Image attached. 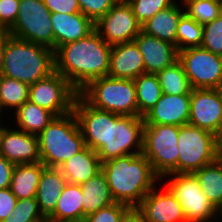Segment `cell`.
Wrapping results in <instances>:
<instances>
[{
	"label": "cell",
	"mask_w": 222,
	"mask_h": 222,
	"mask_svg": "<svg viewBox=\"0 0 222 222\" xmlns=\"http://www.w3.org/2000/svg\"><path fill=\"white\" fill-rule=\"evenodd\" d=\"M118 0H78L81 13L94 24L104 16Z\"/></svg>",
	"instance_id": "cell-38"
},
{
	"label": "cell",
	"mask_w": 222,
	"mask_h": 222,
	"mask_svg": "<svg viewBox=\"0 0 222 222\" xmlns=\"http://www.w3.org/2000/svg\"><path fill=\"white\" fill-rule=\"evenodd\" d=\"M53 50L69 42L87 37L95 30L94 23L81 12L52 13Z\"/></svg>",
	"instance_id": "cell-21"
},
{
	"label": "cell",
	"mask_w": 222,
	"mask_h": 222,
	"mask_svg": "<svg viewBox=\"0 0 222 222\" xmlns=\"http://www.w3.org/2000/svg\"><path fill=\"white\" fill-rule=\"evenodd\" d=\"M79 185L83 194V219L100 208L115 203L102 171Z\"/></svg>",
	"instance_id": "cell-26"
},
{
	"label": "cell",
	"mask_w": 222,
	"mask_h": 222,
	"mask_svg": "<svg viewBox=\"0 0 222 222\" xmlns=\"http://www.w3.org/2000/svg\"><path fill=\"white\" fill-rule=\"evenodd\" d=\"M119 222H146L142 211L137 206H129L123 213Z\"/></svg>",
	"instance_id": "cell-44"
},
{
	"label": "cell",
	"mask_w": 222,
	"mask_h": 222,
	"mask_svg": "<svg viewBox=\"0 0 222 222\" xmlns=\"http://www.w3.org/2000/svg\"><path fill=\"white\" fill-rule=\"evenodd\" d=\"M178 134L179 126L144 125L142 153L160 179L178 174Z\"/></svg>",
	"instance_id": "cell-6"
},
{
	"label": "cell",
	"mask_w": 222,
	"mask_h": 222,
	"mask_svg": "<svg viewBox=\"0 0 222 222\" xmlns=\"http://www.w3.org/2000/svg\"><path fill=\"white\" fill-rule=\"evenodd\" d=\"M51 14L43 0H20L16 21L8 31L15 38L53 49Z\"/></svg>",
	"instance_id": "cell-10"
},
{
	"label": "cell",
	"mask_w": 222,
	"mask_h": 222,
	"mask_svg": "<svg viewBox=\"0 0 222 222\" xmlns=\"http://www.w3.org/2000/svg\"><path fill=\"white\" fill-rule=\"evenodd\" d=\"M17 197L10 188L0 189V222L15 209Z\"/></svg>",
	"instance_id": "cell-42"
},
{
	"label": "cell",
	"mask_w": 222,
	"mask_h": 222,
	"mask_svg": "<svg viewBox=\"0 0 222 222\" xmlns=\"http://www.w3.org/2000/svg\"><path fill=\"white\" fill-rule=\"evenodd\" d=\"M68 181L58 168L46 167L37 187L36 201L47 218L56 208L57 201Z\"/></svg>",
	"instance_id": "cell-23"
},
{
	"label": "cell",
	"mask_w": 222,
	"mask_h": 222,
	"mask_svg": "<svg viewBox=\"0 0 222 222\" xmlns=\"http://www.w3.org/2000/svg\"><path fill=\"white\" fill-rule=\"evenodd\" d=\"M145 64V73L157 74L178 60V50L170 42L148 35L142 30L134 39Z\"/></svg>",
	"instance_id": "cell-19"
},
{
	"label": "cell",
	"mask_w": 222,
	"mask_h": 222,
	"mask_svg": "<svg viewBox=\"0 0 222 222\" xmlns=\"http://www.w3.org/2000/svg\"><path fill=\"white\" fill-rule=\"evenodd\" d=\"M201 47L222 56V14L212 22L203 25Z\"/></svg>",
	"instance_id": "cell-37"
},
{
	"label": "cell",
	"mask_w": 222,
	"mask_h": 222,
	"mask_svg": "<svg viewBox=\"0 0 222 222\" xmlns=\"http://www.w3.org/2000/svg\"><path fill=\"white\" fill-rule=\"evenodd\" d=\"M163 184L162 182L161 187L157 184L151 189L137 206L142 211L145 221L187 222L181 204Z\"/></svg>",
	"instance_id": "cell-16"
},
{
	"label": "cell",
	"mask_w": 222,
	"mask_h": 222,
	"mask_svg": "<svg viewBox=\"0 0 222 222\" xmlns=\"http://www.w3.org/2000/svg\"><path fill=\"white\" fill-rule=\"evenodd\" d=\"M28 95V84L0 75V105L3 111L11 109L15 112L28 100Z\"/></svg>",
	"instance_id": "cell-32"
},
{
	"label": "cell",
	"mask_w": 222,
	"mask_h": 222,
	"mask_svg": "<svg viewBox=\"0 0 222 222\" xmlns=\"http://www.w3.org/2000/svg\"><path fill=\"white\" fill-rule=\"evenodd\" d=\"M10 36L11 35H10V33L7 29H2L0 31V72H1V69H2L4 47H5V44H6V42L9 39Z\"/></svg>",
	"instance_id": "cell-45"
},
{
	"label": "cell",
	"mask_w": 222,
	"mask_h": 222,
	"mask_svg": "<svg viewBox=\"0 0 222 222\" xmlns=\"http://www.w3.org/2000/svg\"><path fill=\"white\" fill-rule=\"evenodd\" d=\"M160 180L181 204L187 222H217V209L192 173L168 174Z\"/></svg>",
	"instance_id": "cell-8"
},
{
	"label": "cell",
	"mask_w": 222,
	"mask_h": 222,
	"mask_svg": "<svg viewBox=\"0 0 222 222\" xmlns=\"http://www.w3.org/2000/svg\"><path fill=\"white\" fill-rule=\"evenodd\" d=\"M83 194L78 184L67 183L55 210L47 217L48 222H82Z\"/></svg>",
	"instance_id": "cell-25"
},
{
	"label": "cell",
	"mask_w": 222,
	"mask_h": 222,
	"mask_svg": "<svg viewBox=\"0 0 222 222\" xmlns=\"http://www.w3.org/2000/svg\"><path fill=\"white\" fill-rule=\"evenodd\" d=\"M45 168L42 162L15 164L9 188L17 199L36 197L39 180Z\"/></svg>",
	"instance_id": "cell-27"
},
{
	"label": "cell",
	"mask_w": 222,
	"mask_h": 222,
	"mask_svg": "<svg viewBox=\"0 0 222 222\" xmlns=\"http://www.w3.org/2000/svg\"><path fill=\"white\" fill-rule=\"evenodd\" d=\"M137 94L138 116H144L162 96V88L156 74H142L134 79Z\"/></svg>",
	"instance_id": "cell-30"
},
{
	"label": "cell",
	"mask_w": 222,
	"mask_h": 222,
	"mask_svg": "<svg viewBox=\"0 0 222 222\" xmlns=\"http://www.w3.org/2000/svg\"><path fill=\"white\" fill-rule=\"evenodd\" d=\"M142 74L145 64L134 41L112 45L108 76L134 80Z\"/></svg>",
	"instance_id": "cell-20"
},
{
	"label": "cell",
	"mask_w": 222,
	"mask_h": 222,
	"mask_svg": "<svg viewBox=\"0 0 222 222\" xmlns=\"http://www.w3.org/2000/svg\"><path fill=\"white\" fill-rule=\"evenodd\" d=\"M94 26L95 31L111 46L134 41L142 27L126 0H118Z\"/></svg>",
	"instance_id": "cell-13"
},
{
	"label": "cell",
	"mask_w": 222,
	"mask_h": 222,
	"mask_svg": "<svg viewBox=\"0 0 222 222\" xmlns=\"http://www.w3.org/2000/svg\"><path fill=\"white\" fill-rule=\"evenodd\" d=\"M102 162L97 152L85 146L63 162L58 169L70 184H82L101 171Z\"/></svg>",
	"instance_id": "cell-22"
},
{
	"label": "cell",
	"mask_w": 222,
	"mask_h": 222,
	"mask_svg": "<svg viewBox=\"0 0 222 222\" xmlns=\"http://www.w3.org/2000/svg\"><path fill=\"white\" fill-rule=\"evenodd\" d=\"M216 135L189 124L179 126L178 173H194L215 162Z\"/></svg>",
	"instance_id": "cell-9"
},
{
	"label": "cell",
	"mask_w": 222,
	"mask_h": 222,
	"mask_svg": "<svg viewBox=\"0 0 222 222\" xmlns=\"http://www.w3.org/2000/svg\"><path fill=\"white\" fill-rule=\"evenodd\" d=\"M15 164L0 155V189L9 188Z\"/></svg>",
	"instance_id": "cell-43"
},
{
	"label": "cell",
	"mask_w": 222,
	"mask_h": 222,
	"mask_svg": "<svg viewBox=\"0 0 222 222\" xmlns=\"http://www.w3.org/2000/svg\"><path fill=\"white\" fill-rule=\"evenodd\" d=\"M3 113H5L4 111H3V109H2V107H1V105H0V126L1 125H5L3 122V118H4V115H6V113L5 114H3ZM3 116V117H2ZM2 117V118H1ZM2 119V120H1ZM2 122V123H1Z\"/></svg>",
	"instance_id": "cell-48"
},
{
	"label": "cell",
	"mask_w": 222,
	"mask_h": 222,
	"mask_svg": "<svg viewBox=\"0 0 222 222\" xmlns=\"http://www.w3.org/2000/svg\"><path fill=\"white\" fill-rule=\"evenodd\" d=\"M188 124L222 134L221 89H192Z\"/></svg>",
	"instance_id": "cell-14"
},
{
	"label": "cell",
	"mask_w": 222,
	"mask_h": 222,
	"mask_svg": "<svg viewBox=\"0 0 222 222\" xmlns=\"http://www.w3.org/2000/svg\"><path fill=\"white\" fill-rule=\"evenodd\" d=\"M36 198L17 199L15 209L2 222H45Z\"/></svg>",
	"instance_id": "cell-35"
},
{
	"label": "cell",
	"mask_w": 222,
	"mask_h": 222,
	"mask_svg": "<svg viewBox=\"0 0 222 222\" xmlns=\"http://www.w3.org/2000/svg\"><path fill=\"white\" fill-rule=\"evenodd\" d=\"M20 0H0V27L9 29L16 21Z\"/></svg>",
	"instance_id": "cell-40"
},
{
	"label": "cell",
	"mask_w": 222,
	"mask_h": 222,
	"mask_svg": "<svg viewBox=\"0 0 222 222\" xmlns=\"http://www.w3.org/2000/svg\"><path fill=\"white\" fill-rule=\"evenodd\" d=\"M184 13L198 24L212 22L222 14V7L213 0H180Z\"/></svg>",
	"instance_id": "cell-34"
},
{
	"label": "cell",
	"mask_w": 222,
	"mask_h": 222,
	"mask_svg": "<svg viewBox=\"0 0 222 222\" xmlns=\"http://www.w3.org/2000/svg\"><path fill=\"white\" fill-rule=\"evenodd\" d=\"M143 129L142 116H120L113 113V120H107L106 142L97 151L101 162L142 153Z\"/></svg>",
	"instance_id": "cell-7"
},
{
	"label": "cell",
	"mask_w": 222,
	"mask_h": 222,
	"mask_svg": "<svg viewBox=\"0 0 222 222\" xmlns=\"http://www.w3.org/2000/svg\"><path fill=\"white\" fill-rule=\"evenodd\" d=\"M101 171L114 201L127 206H138L157 182H162L143 153L106 160Z\"/></svg>",
	"instance_id": "cell-2"
},
{
	"label": "cell",
	"mask_w": 222,
	"mask_h": 222,
	"mask_svg": "<svg viewBox=\"0 0 222 222\" xmlns=\"http://www.w3.org/2000/svg\"><path fill=\"white\" fill-rule=\"evenodd\" d=\"M213 1L222 7V0H213Z\"/></svg>",
	"instance_id": "cell-49"
},
{
	"label": "cell",
	"mask_w": 222,
	"mask_h": 222,
	"mask_svg": "<svg viewBox=\"0 0 222 222\" xmlns=\"http://www.w3.org/2000/svg\"><path fill=\"white\" fill-rule=\"evenodd\" d=\"M202 192L218 210L222 206V168L215 162L192 173Z\"/></svg>",
	"instance_id": "cell-29"
},
{
	"label": "cell",
	"mask_w": 222,
	"mask_h": 222,
	"mask_svg": "<svg viewBox=\"0 0 222 222\" xmlns=\"http://www.w3.org/2000/svg\"><path fill=\"white\" fill-rule=\"evenodd\" d=\"M178 60L193 89L222 88V56L200 46L178 51Z\"/></svg>",
	"instance_id": "cell-12"
},
{
	"label": "cell",
	"mask_w": 222,
	"mask_h": 222,
	"mask_svg": "<svg viewBox=\"0 0 222 222\" xmlns=\"http://www.w3.org/2000/svg\"><path fill=\"white\" fill-rule=\"evenodd\" d=\"M78 94L66 78L54 71L29 86L28 100L59 117L73 111Z\"/></svg>",
	"instance_id": "cell-11"
},
{
	"label": "cell",
	"mask_w": 222,
	"mask_h": 222,
	"mask_svg": "<svg viewBox=\"0 0 222 222\" xmlns=\"http://www.w3.org/2000/svg\"><path fill=\"white\" fill-rule=\"evenodd\" d=\"M51 13H78L81 12L78 0H43Z\"/></svg>",
	"instance_id": "cell-41"
},
{
	"label": "cell",
	"mask_w": 222,
	"mask_h": 222,
	"mask_svg": "<svg viewBox=\"0 0 222 222\" xmlns=\"http://www.w3.org/2000/svg\"><path fill=\"white\" fill-rule=\"evenodd\" d=\"M217 222H222V206L217 210Z\"/></svg>",
	"instance_id": "cell-47"
},
{
	"label": "cell",
	"mask_w": 222,
	"mask_h": 222,
	"mask_svg": "<svg viewBox=\"0 0 222 222\" xmlns=\"http://www.w3.org/2000/svg\"><path fill=\"white\" fill-rule=\"evenodd\" d=\"M191 94L170 95L163 93L158 102L144 116V125L188 124Z\"/></svg>",
	"instance_id": "cell-18"
},
{
	"label": "cell",
	"mask_w": 222,
	"mask_h": 222,
	"mask_svg": "<svg viewBox=\"0 0 222 222\" xmlns=\"http://www.w3.org/2000/svg\"><path fill=\"white\" fill-rule=\"evenodd\" d=\"M178 1L169 8L155 14L142 25L141 30L148 35L170 42L176 46L177 26L179 19L184 14L183 4L180 0Z\"/></svg>",
	"instance_id": "cell-24"
},
{
	"label": "cell",
	"mask_w": 222,
	"mask_h": 222,
	"mask_svg": "<svg viewBox=\"0 0 222 222\" xmlns=\"http://www.w3.org/2000/svg\"><path fill=\"white\" fill-rule=\"evenodd\" d=\"M129 206L122 203H113L104 208H100L97 212L86 216L82 222H119L122 213Z\"/></svg>",
	"instance_id": "cell-39"
},
{
	"label": "cell",
	"mask_w": 222,
	"mask_h": 222,
	"mask_svg": "<svg viewBox=\"0 0 222 222\" xmlns=\"http://www.w3.org/2000/svg\"><path fill=\"white\" fill-rule=\"evenodd\" d=\"M133 10L138 23L142 26L159 11L174 5L177 0H126Z\"/></svg>",
	"instance_id": "cell-36"
},
{
	"label": "cell",
	"mask_w": 222,
	"mask_h": 222,
	"mask_svg": "<svg viewBox=\"0 0 222 222\" xmlns=\"http://www.w3.org/2000/svg\"><path fill=\"white\" fill-rule=\"evenodd\" d=\"M5 124L1 125L0 155L13 164L41 162L38 137Z\"/></svg>",
	"instance_id": "cell-17"
},
{
	"label": "cell",
	"mask_w": 222,
	"mask_h": 222,
	"mask_svg": "<svg viewBox=\"0 0 222 222\" xmlns=\"http://www.w3.org/2000/svg\"><path fill=\"white\" fill-rule=\"evenodd\" d=\"M79 95L94 108L120 116H138L134 80L104 76L90 81Z\"/></svg>",
	"instance_id": "cell-5"
},
{
	"label": "cell",
	"mask_w": 222,
	"mask_h": 222,
	"mask_svg": "<svg viewBox=\"0 0 222 222\" xmlns=\"http://www.w3.org/2000/svg\"><path fill=\"white\" fill-rule=\"evenodd\" d=\"M37 137L41 162L48 168H58L85 147L84 138L73 111L56 117Z\"/></svg>",
	"instance_id": "cell-4"
},
{
	"label": "cell",
	"mask_w": 222,
	"mask_h": 222,
	"mask_svg": "<svg viewBox=\"0 0 222 222\" xmlns=\"http://www.w3.org/2000/svg\"><path fill=\"white\" fill-rule=\"evenodd\" d=\"M55 71L54 50L10 36L4 47L0 75L29 86Z\"/></svg>",
	"instance_id": "cell-3"
},
{
	"label": "cell",
	"mask_w": 222,
	"mask_h": 222,
	"mask_svg": "<svg viewBox=\"0 0 222 222\" xmlns=\"http://www.w3.org/2000/svg\"><path fill=\"white\" fill-rule=\"evenodd\" d=\"M203 40V25L198 24L194 19L185 13L179 19L176 33V48L178 51L200 47Z\"/></svg>",
	"instance_id": "cell-33"
},
{
	"label": "cell",
	"mask_w": 222,
	"mask_h": 222,
	"mask_svg": "<svg viewBox=\"0 0 222 222\" xmlns=\"http://www.w3.org/2000/svg\"><path fill=\"white\" fill-rule=\"evenodd\" d=\"M156 75L163 93L170 95L191 94L193 88L179 60Z\"/></svg>",
	"instance_id": "cell-31"
},
{
	"label": "cell",
	"mask_w": 222,
	"mask_h": 222,
	"mask_svg": "<svg viewBox=\"0 0 222 222\" xmlns=\"http://www.w3.org/2000/svg\"><path fill=\"white\" fill-rule=\"evenodd\" d=\"M215 161L222 168V134L216 137Z\"/></svg>",
	"instance_id": "cell-46"
},
{
	"label": "cell",
	"mask_w": 222,
	"mask_h": 222,
	"mask_svg": "<svg viewBox=\"0 0 222 222\" xmlns=\"http://www.w3.org/2000/svg\"><path fill=\"white\" fill-rule=\"evenodd\" d=\"M111 48L94 30L54 51L55 71L79 92L90 81L108 76Z\"/></svg>",
	"instance_id": "cell-1"
},
{
	"label": "cell",
	"mask_w": 222,
	"mask_h": 222,
	"mask_svg": "<svg viewBox=\"0 0 222 222\" xmlns=\"http://www.w3.org/2000/svg\"><path fill=\"white\" fill-rule=\"evenodd\" d=\"M15 128L28 134L38 136L56 116L40 106L27 100L13 114ZM15 117V118H14Z\"/></svg>",
	"instance_id": "cell-28"
},
{
	"label": "cell",
	"mask_w": 222,
	"mask_h": 222,
	"mask_svg": "<svg viewBox=\"0 0 222 222\" xmlns=\"http://www.w3.org/2000/svg\"><path fill=\"white\" fill-rule=\"evenodd\" d=\"M73 112L81 129L85 146L97 152L106 142L107 120H113V113L89 105L79 94Z\"/></svg>",
	"instance_id": "cell-15"
}]
</instances>
